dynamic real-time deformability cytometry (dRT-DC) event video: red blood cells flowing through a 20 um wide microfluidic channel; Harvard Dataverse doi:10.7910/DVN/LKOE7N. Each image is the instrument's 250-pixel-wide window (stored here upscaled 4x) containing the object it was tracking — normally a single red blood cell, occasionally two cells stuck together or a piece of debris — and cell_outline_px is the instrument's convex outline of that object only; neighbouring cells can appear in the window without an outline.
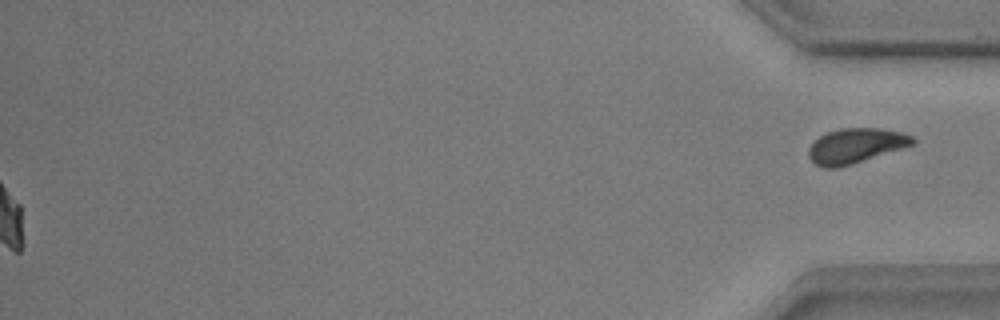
{"species": "common noctule bat (a hibernating species)", "species_latin": "Nyctalus noctula", "temperature_condition": "warm", "stored_images_in_passage": 41, "segment_of_instrument_passage": [2, 2], "camera_frame_rate_fps": 3000, "um_per_image_px": 0.085, "animal": {"sex": "male", "body_mass_g": 17.9, "forearm_length_mm": 54.2}, "frame": {"image": 1, "passage_image": 41, "time_ms": 13.333, "image_size_px": [1000, 320], "cell_outline_px": [[916, 144], [852, 164], [836, 168], [824, 168], [816, 164], [808, 156], [808, 148], [820, 136], [828, 132], [840, 128], [880, 128], [900, 132], [912, 136], [916, 140]], "centroid_in_image_um": [72.75, 12.39], "position_along_channel_um": 362.5, "area_um2": 21.1}}